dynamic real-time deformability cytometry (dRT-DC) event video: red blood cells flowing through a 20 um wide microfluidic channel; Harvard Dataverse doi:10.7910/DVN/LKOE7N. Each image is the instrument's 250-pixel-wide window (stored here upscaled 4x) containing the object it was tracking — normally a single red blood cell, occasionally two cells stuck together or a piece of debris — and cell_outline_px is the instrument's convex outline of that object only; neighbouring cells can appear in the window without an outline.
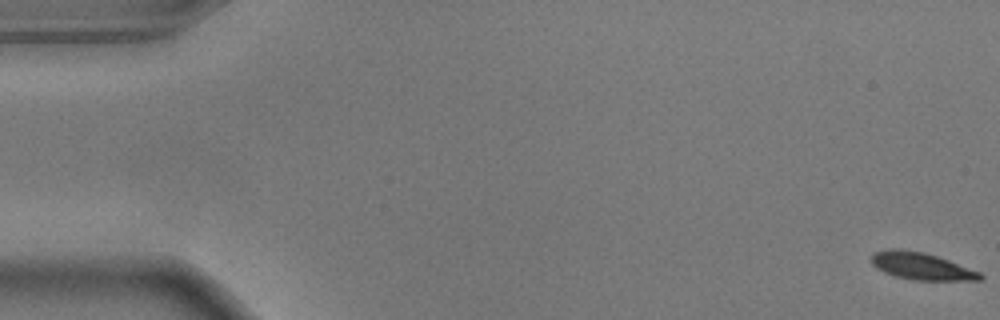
{"species": "common noctule bat (a hibernating species)", "species_latin": "Nyctalus noctula", "temperature_condition": "warm", "stored_images_in_passage": 47, "camera_frame_rate_fps": 3000, "um_per_image_px": 0.085, "animal": {"sex": "male", "body_mass_g": 17.9}, "frame": {"image": 1, "passage_image": 1, "time_ms": 0.0, "image_size_px": [1000, 320], "cell_outline_px": [[984, 276], [980, 280], [912, 280], [896, 276], [884, 272], [872, 264], [872, 256], [876, 252], [892, 248], [900, 248], [924, 252], [948, 260], [980, 272]], "centroid_in_image_um": [78.32, 22.62], "position_along_channel_um": 6.7, "area_um2": 16.99}}
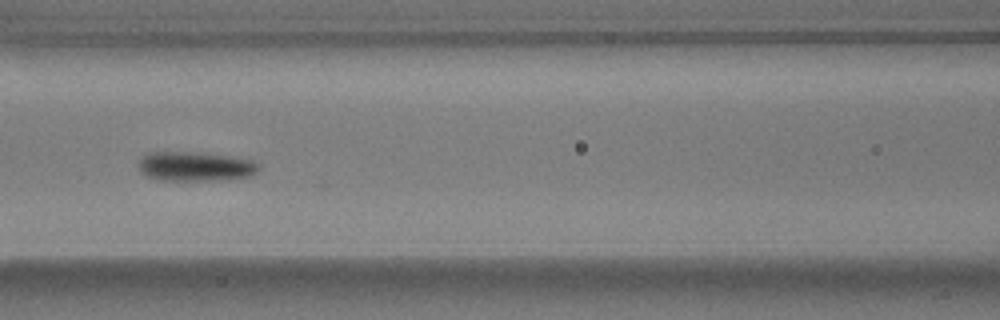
{"frame": {"image": 2, "passage_image": 25, "time_ms": 8.0, "image_size_px": [1000, 320], "cell_outline_px": [[260, 168], [256, 172], [248, 176], [228, 180], [156, 180], [140, 172], [136, 164], [140, 156], [148, 152], [188, 152], [228, 156], [252, 160], [260, 164]], "centroid_in_image_um": [16.54, 14.15], "position_along_channel_um": 150.1, "area_um2": 20.81}}
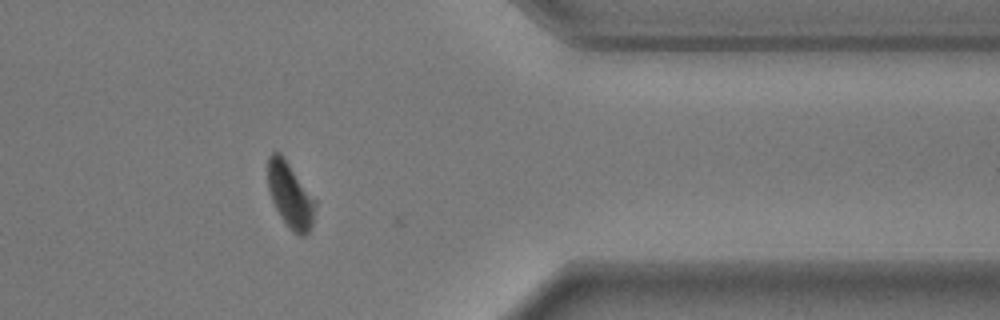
{"frame": {"image": 3, "passage_image": 46, "time_ms": 15.0, "image_size_px": [1000, 320], "cell_outline_px": [[316, 204], [312, 224], [308, 232], [304, 236], [300, 236], [280, 216], [272, 200], [268, 188], [268, 156], [272, 152], [280, 152], [284, 156], [316, 200]], "centroid_in_image_um": [24.67, 16.53], "position_along_channel_um": 386.7, "area_um2": 17.8}, "authors_computed_cell_mechanics": {"area_um2": 18.9584, "velocity_mm_per_s": 3.6341, "shape_relaxation_time_tau1_ms": 2.2227, "shape_relaxation_time_tau2_ms": null, "deformation_change_tau1": 0.1927, "deformation_change_tau2": null}}